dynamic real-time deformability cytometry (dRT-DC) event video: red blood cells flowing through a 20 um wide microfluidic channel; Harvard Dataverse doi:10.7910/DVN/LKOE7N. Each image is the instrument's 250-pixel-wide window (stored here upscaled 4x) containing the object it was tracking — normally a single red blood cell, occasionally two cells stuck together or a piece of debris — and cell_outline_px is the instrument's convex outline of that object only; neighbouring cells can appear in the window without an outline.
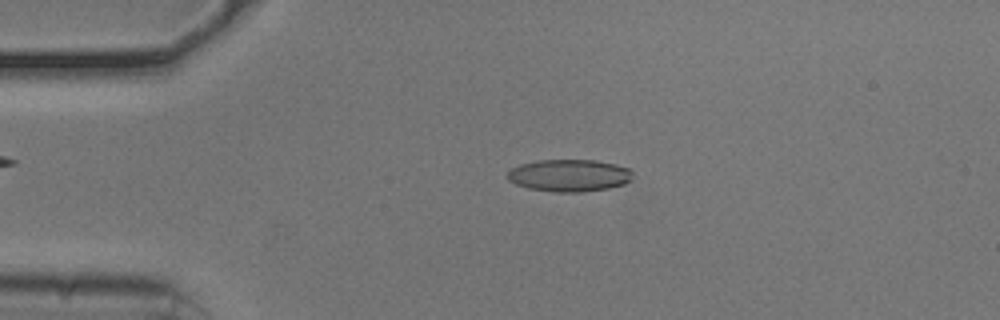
{"species": "common noctule bat (a hibernating species)", "species_latin": "Nyctalus noctula", "temperature_condition": "cold", "stored_images_in_passage": 52, "camera_frame_rate_fps": 3000, "um_per_image_px": 0.085, "animal": {"sex": "male", "body_mass_g": 20.5, "forearm_length_mm": 52.5}, "frame": {"image": 1, "passage_image": 11, "time_ms": 3.333, "image_size_px": [1000, 320], "cell_outline_px": [[632, 180], [624, 184], [608, 188], [580, 192], [556, 192], [528, 188], [516, 184], [508, 180], [504, 176], [512, 168], [520, 164], [540, 160], [596, 160], [616, 164], [628, 168], [632, 172]], "centroid_in_image_um": [48.38, 14.91], "position_along_channel_um": 36.6, "area_um2": 23.58}}
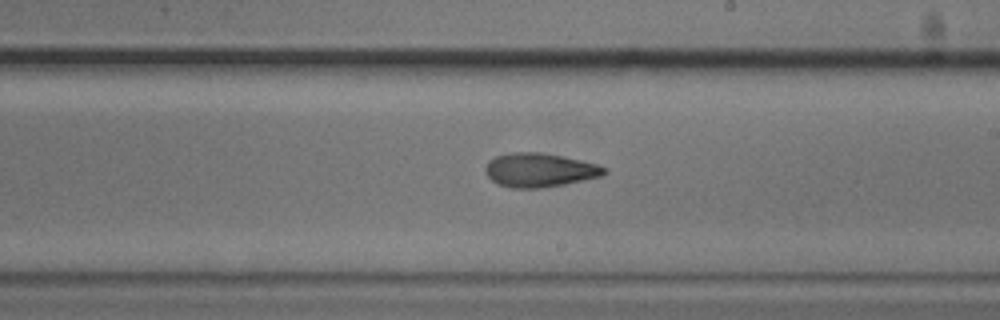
{"frame": {"image": 2, "passage_image": 30, "time_ms": 9.667, "image_size_px": [1000, 320], "cell_outline_px": [[608, 172], [600, 176], [564, 184], [544, 188], [512, 188], [496, 184], [488, 176], [484, 168], [488, 160], [496, 156], [512, 152], [540, 152], [564, 156], [596, 164], [608, 168]], "centroid_in_image_um": [45.84, 14.45], "position_along_channel_um": 243.2, "area_um2": 23.58}}
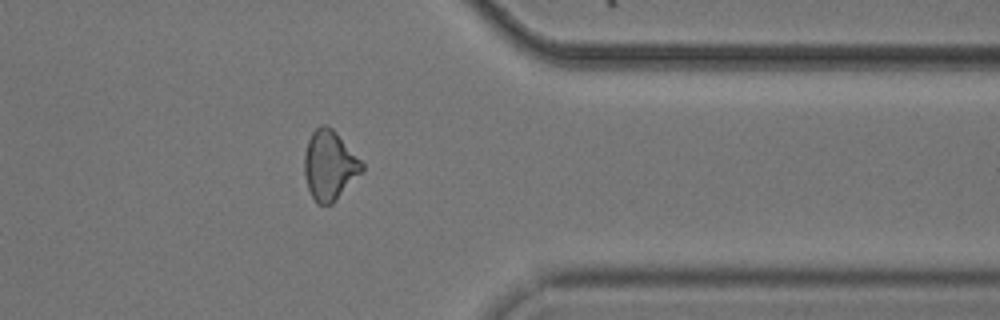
{"frame": {"image": 3, "passage_image": 42, "time_ms": 13.667, "image_size_px": [1000, 320], "cell_outline_px": [[364, 168], [332, 204], [316, 204], [308, 188], [304, 176], [304, 156], [308, 140], [312, 132], [320, 124], [324, 124], [332, 128], [336, 132], [364, 164]], "centroid_in_image_um": [27.98, 14.04], "position_along_channel_um": 383.4, "area_um2": 23.0}, "authors_computed_cell_mechanics": {"area_um2": 23.2067, "velocity_mm_per_s": 3.7851, "shape_relaxation_time_tau1_ms": 5.5363, "shape_relaxation_time_tau2_ms": 3.5498, "deformation_change_tau1": 0.1584, "deformation_change_tau2": 0.1068}}